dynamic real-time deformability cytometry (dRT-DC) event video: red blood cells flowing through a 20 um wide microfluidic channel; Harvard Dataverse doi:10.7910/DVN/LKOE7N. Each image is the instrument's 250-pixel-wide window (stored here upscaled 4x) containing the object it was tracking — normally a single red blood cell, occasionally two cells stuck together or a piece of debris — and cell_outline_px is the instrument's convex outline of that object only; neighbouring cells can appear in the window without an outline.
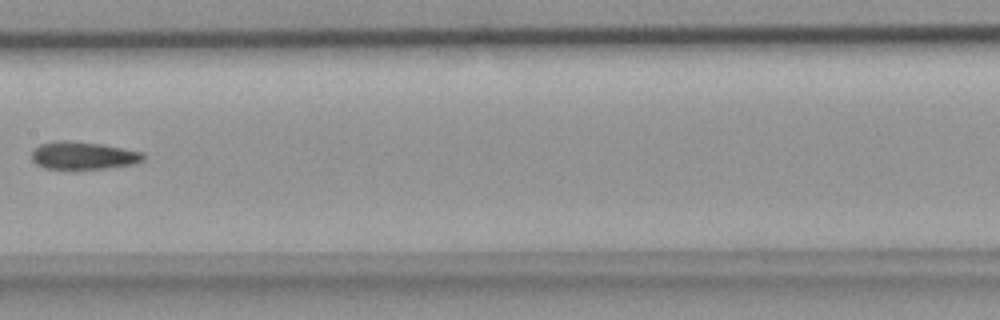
{"species": "common noctule bat (a hibernating species)", "species_latin": "Nyctalus noctula", "temperature_condition": "room temperature", "stored_images_in_passage": 6, "camera_frame_rate_fps": 3000, "um_per_image_px": 0.085, "animal": {"sex": "female", "body_mass_g": 18.4}, "frame": {"image": 1, "passage_image": 6, "time_ms": 1.667, "image_size_px": [1000, 320], "cell_outline_px": [[144, 160], [132, 164], [104, 168], [44, 168], [36, 164], [32, 160], [32, 152], [40, 144], [56, 140], [64, 140], [100, 144], [144, 152]], "centroid_in_image_um": [7.06, 13.21], "position_along_channel_um": 200.3, "area_um2": 17.69}}